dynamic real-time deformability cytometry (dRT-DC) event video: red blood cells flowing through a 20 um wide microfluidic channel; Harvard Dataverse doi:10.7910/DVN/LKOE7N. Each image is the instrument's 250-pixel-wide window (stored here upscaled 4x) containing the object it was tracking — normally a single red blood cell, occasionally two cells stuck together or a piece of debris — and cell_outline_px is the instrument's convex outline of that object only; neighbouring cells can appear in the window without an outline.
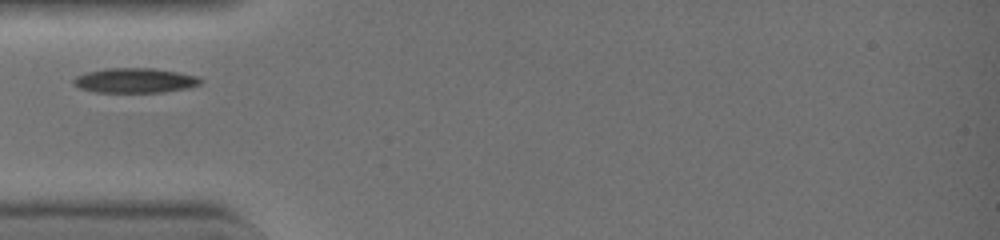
{"species": "common noctule bat (a hibernating species)", "species_latin": "Nyctalus noctula", "temperature_condition": "warm", "stored_images_in_passage": 1, "camera_frame_rate_fps": 3000, "um_per_image_px": 0.085, "animal": {"sex": "female", "body_mass_g": 19.0, "forearm_length_mm": 51.5}, "frame": {"image": 1, "passage_image": 1, "time_ms": 0.0, "image_size_px": [1000, 240], "cell_outline_px": [[204, 80], [200, 84], [188, 88], [160, 92], [96, 92], [80, 88], [72, 84], [72, 80], [76, 76], [88, 72], [108, 68], [152, 68], [176, 72], [196, 76]], "centroid_in_image_um": [11.45, 6.84], "position_along_channel_um": 73.5, "area_um2": 18.21}}